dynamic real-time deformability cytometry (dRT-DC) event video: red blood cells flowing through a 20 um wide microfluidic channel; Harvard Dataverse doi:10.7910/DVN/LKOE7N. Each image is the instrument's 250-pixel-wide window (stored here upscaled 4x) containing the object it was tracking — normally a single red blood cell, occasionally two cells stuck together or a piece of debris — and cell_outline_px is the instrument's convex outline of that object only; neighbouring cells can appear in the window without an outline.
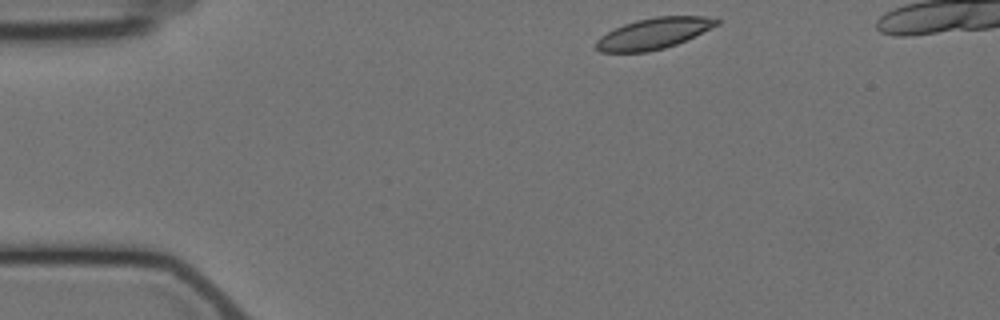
{"species": "Egyptian fruit bat (a non-hibernating species)", "species_latin": "Rousettus aegyptiacus", "temperature_condition": "cold", "stored_images_in_passage": 3, "camera_frame_rate_fps": 3000, "um_per_image_px": 0.085, "animal": {"sex": "female"}, "frame": {"image": 1, "passage_image": 1, "time_ms": 0.0, "image_size_px": [1000, 320], "cell_outline_px": [[720, 24], [676, 44], [664, 48], [648, 52], [600, 52], [596, 48], [596, 40], [600, 36], [624, 24], [636, 20], [656, 16], [704, 16], [720, 20]], "centroid_in_image_um": [55.56, 2.84], "position_along_channel_um": 29.4, "area_um2": 21.62}}